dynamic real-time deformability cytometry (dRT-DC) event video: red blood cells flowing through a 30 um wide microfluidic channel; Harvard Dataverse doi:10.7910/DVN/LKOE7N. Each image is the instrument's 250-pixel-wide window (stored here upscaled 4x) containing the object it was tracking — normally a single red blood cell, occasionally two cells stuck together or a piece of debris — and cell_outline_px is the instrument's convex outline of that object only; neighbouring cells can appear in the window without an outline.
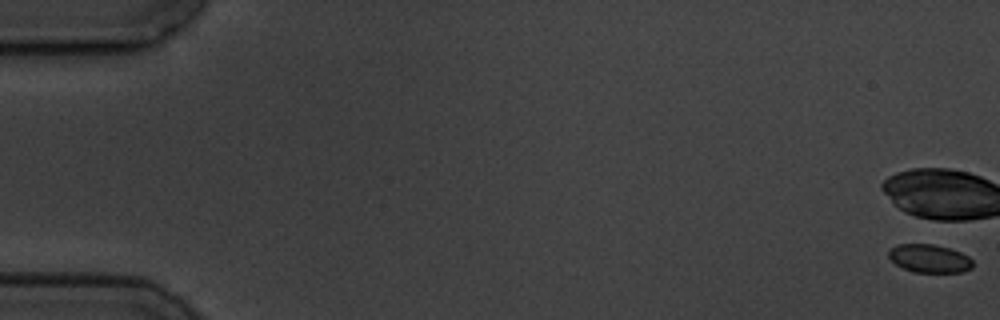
{"species": "common noctule bat (a hibernating species)", "species_latin": "Nyctalus noctula", "temperature_condition": "cold", "stored_images_in_passage": 6, "camera_frame_rate_fps": 3000, "um_per_image_px": 0.085, "animal": {"sex": "male", "body_mass_g": 19.5, "forearm_length_mm": 54.6}, "frame": {"image": 1, "passage_image": 1, "time_ms": 0.0, "image_size_px": [1000, 320], "cell_outline_px": [[972, 268], [964, 272], [916, 272], [904, 268], [896, 264], [888, 256], [888, 248], [896, 244], [932, 244], [948, 248], [960, 252], [968, 256], [972, 260]], "centroid_in_image_um": [78.98, 21.96], "position_along_channel_um": 6.0, "area_um2": 13.81}}